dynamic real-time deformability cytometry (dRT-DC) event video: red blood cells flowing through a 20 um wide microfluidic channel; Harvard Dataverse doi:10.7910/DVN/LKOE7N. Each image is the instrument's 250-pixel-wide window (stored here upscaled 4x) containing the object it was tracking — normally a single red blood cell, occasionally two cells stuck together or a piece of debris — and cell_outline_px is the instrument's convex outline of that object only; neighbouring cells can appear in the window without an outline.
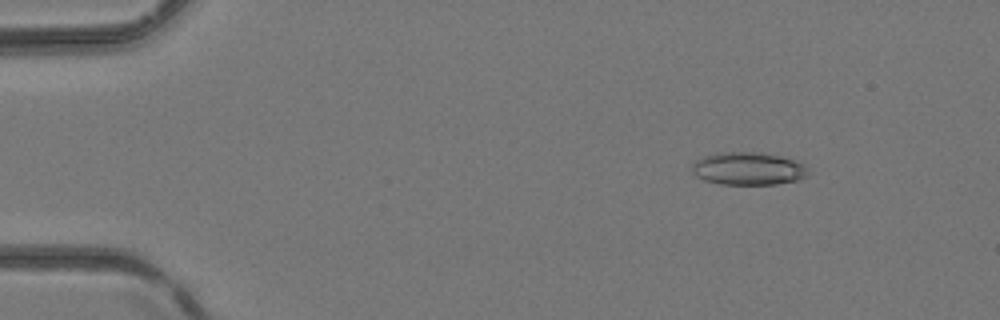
{"species": "common noctule bat (a hibernating species)", "species_latin": "Nyctalus noctula", "temperature_condition": "room temperature", "stored_images_in_passage": 38, "camera_frame_rate_fps": 3000, "um_per_image_px": 0.085, "animal": {"sex": "female", "body_mass_g": 24.6, "forearm_length_mm": 56.2}, "frame": {"image": 1, "passage_image": 1, "time_ms": 0.0, "image_size_px": [1000, 320], "cell_outline_px": [[808, 176], [796, 180], [776, 184], [720, 184], [704, 180], [696, 176], [692, 172], [692, 164], [696, 160], [704, 156], [716, 152], [756, 152], [780, 156], [796, 160], [804, 164], [808, 172]], "centroid_in_image_um": [63.58, 14.33], "position_along_channel_um": 21.4, "area_um2": 22.25}}
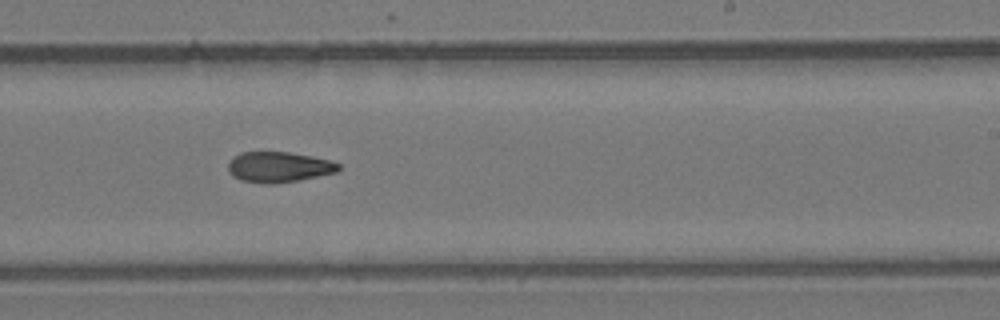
{"frame": {"image": 2, "passage_image": 22, "time_ms": 7.0, "image_size_px": [1000, 320], "cell_outline_px": [[340, 168], [336, 172], [296, 180], [272, 184], [268, 184], [240, 180], [232, 176], [228, 172], [228, 164], [240, 152], [288, 152], [312, 156], [332, 160], [340, 164]], "centroid_in_image_um": [23.69, 14.19], "position_along_channel_um": 265.3, "area_um2": 19.48}}
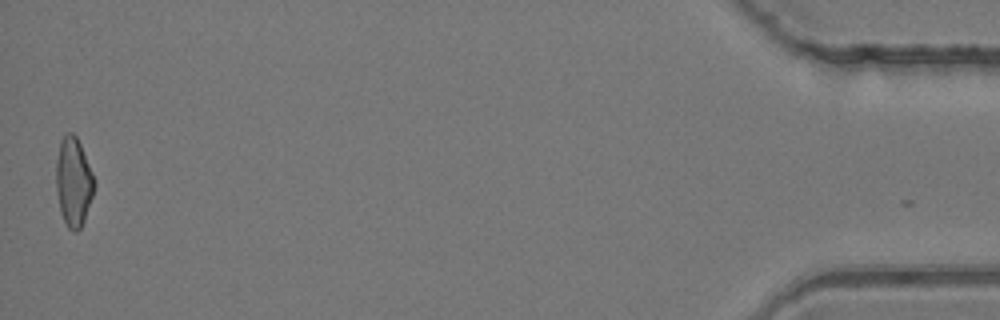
{"frame": {"image": 3, "passage_image": 38, "time_ms": 12.333, "image_size_px": [1000, 320], "cell_outline_px": [[96, 184], [84, 220], [80, 228], [76, 232], [68, 228], [60, 212], [56, 188], [56, 160], [60, 140], [68, 132], [72, 132], [76, 136], [80, 144], [96, 180]], "centroid_in_image_um": [6.25, 15.45], "position_along_channel_um": 429.0, "area_um2": 19.77}}